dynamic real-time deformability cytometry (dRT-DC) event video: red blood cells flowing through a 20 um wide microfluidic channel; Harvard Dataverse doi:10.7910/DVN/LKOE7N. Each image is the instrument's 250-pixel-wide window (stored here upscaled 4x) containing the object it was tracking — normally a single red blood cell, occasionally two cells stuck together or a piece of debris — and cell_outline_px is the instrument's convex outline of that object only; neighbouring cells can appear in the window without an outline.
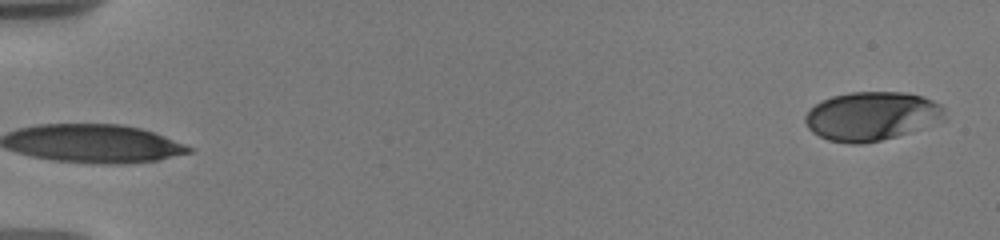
{"species": "human", "species_latin": "Homo sapiens", "temperature_condition": "warm", "stored_images_in_passage": 4, "camera_frame_rate_fps": 3000, "um_per_image_px": 0.085, "donor": {"sex": "male"}, "frame": {"image": 1, "passage_image": 4, "time_ms": 2.333, "image_size_px": [1000, 240], "cell_outline_px": [[944, 112], [940, 116], [908, 132], [896, 136], [880, 140], [860, 144], [848, 144], [828, 140], [812, 132], [808, 128], [804, 120], [804, 116], [816, 104], [832, 96], [852, 92], [904, 92], [924, 96], [940, 104], [944, 108]], "centroid_in_image_um": [73.97, 9.86], "position_along_channel_um": 11.0, "area_um2": 38.67}}